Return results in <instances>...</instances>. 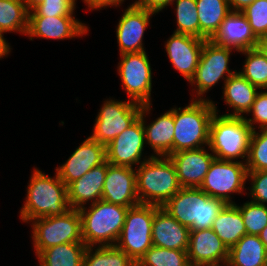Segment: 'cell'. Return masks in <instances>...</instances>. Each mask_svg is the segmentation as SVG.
Returning <instances> with one entry per match:
<instances>
[{"instance_id":"6da1fadb","label":"cell","mask_w":267,"mask_h":266,"mask_svg":"<svg viewBox=\"0 0 267 266\" xmlns=\"http://www.w3.org/2000/svg\"><path fill=\"white\" fill-rule=\"evenodd\" d=\"M26 191V201L19 212L23 222L30 223L40 217L58 216L70 209L67 186L57 173L50 177L34 168Z\"/></svg>"},{"instance_id":"7a4b0ae2","label":"cell","mask_w":267,"mask_h":266,"mask_svg":"<svg viewBox=\"0 0 267 266\" xmlns=\"http://www.w3.org/2000/svg\"><path fill=\"white\" fill-rule=\"evenodd\" d=\"M226 204L200 188L182 187L162 208L189 231H194L211 229Z\"/></svg>"},{"instance_id":"3957f363","label":"cell","mask_w":267,"mask_h":266,"mask_svg":"<svg viewBox=\"0 0 267 266\" xmlns=\"http://www.w3.org/2000/svg\"><path fill=\"white\" fill-rule=\"evenodd\" d=\"M135 170L140 204L163 207L182 188L169 156H152Z\"/></svg>"},{"instance_id":"277c9868","label":"cell","mask_w":267,"mask_h":266,"mask_svg":"<svg viewBox=\"0 0 267 266\" xmlns=\"http://www.w3.org/2000/svg\"><path fill=\"white\" fill-rule=\"evenodd\" d=\"M190 102L184 108H173L175 124L173 153L208 147L210 122L215 114L213 101L191 100Z\"/></svg>"},{"instance_id":"5b68a950","label":"cell","mask_w":267,"mask_h":266,"mask_svg":"<svg viewBox=\"0 0 267 266\" xmlns=\"http://www.w3.org/2000/svg\"><path fill=\"white\" fill-rule=\"evenodd\" d=\"M89 205L79 209L83 243L87 247L115 246L128 208L102 199Z\"/></svg>"},{"instance_id":"8992f818","label":"cell","mask_w":267,"mask_h":266,"mask_svg":"<svg viewBox=\"0 0 267 266\" xmlns=\"http://www.w3.org/2000/svg\"><path fill=\"white\" fill-rule=\"evenodd\" d=\"M213 104L215 114L210 122L208 149L216 159L242 158L246 163L252 128L244 117L218 115L217 105Z\"/></svg>"},{"instance_id":"52a82bcc","label":"cell","mask_w":267,"mask_h":266,"mask_svg":"<svg viewBox=\"0 0 267 266\" xmlns=\"http://www.w3.org/2000/svg\"><path fill=\"white\" fill-rule=\"evenodd\" d=\"M32 241L36 255L43 250L65 243H83L81 215L70 208L64 214L33 219Z\"/></svg>"},{"instance_id":"ba28073f","label":"cell","mask_w":267,"mask_h":266,"mask_svg":"<svg viewBox=\"0 0 267 266\" xmlns=\"http://www.w3.org/2000/svg\"><path fill=\"white\" fill-rule=\"evenodd\" d=\"M155 205L139 204L128 208L124 226L115 246L135 263L149 250L152 243V224Z\"/></svg>"},{"instance_id":"9c48e42d","label":"cell","mask_w":267,"mask_h":266,"mask_svg":"<svg viewBox=\"0 0 267 266\" xmlns=\"http://www.w3.org/2000/svg\"><path fill=\"white\" fill-rule=\"evenodd\" d=\"M232 50L206 39L195 75L189 82L192 87H195L192 90L196 91L198 98H192V100H209L205 99L204 93L211 90L220 79H223L225 83L231 75L237 72V70L231 71L228 66Z\"/></svg>"},{"instance_id":"30bf717a","label":"cell","mask_w":267,"mask_h":266,"mask_svg":"<svg viewBox=\"0 0 267 266\" xmlns=\"http://www.w3.org/2000/svg\"><path fill=\"white\" fill-rule=\"evenodd\" d=\"M247 180V167L242 160L229 161L214 159L200 189L209 196L234 203L231 194L242 193Z\"/></svg>"},{"instance_id":"8fae6325","label":"cell","mask_w":267,"mask_h":266,"mask_svg":"<svg viewBox=\"0 0 267 266\" xmlns=\"http://www.w3.org/2000/svg\"><path fill=\"white\" fill-rule=\"evenodd\" d=\"M141 109L142 105L129 99L128 101L107 99L97 114L90 137L107 146L139 118Z\"/></svg>"},{"instance_id":"7c38bea8","label":"cell","mask_w":267,"mask_h":266,"mask_svg":"<svg viewBox=\"0 0 267 266\" xmlns=\"http://www.w3.org/2000/svg\"><path fill=\"white\" fill-rule=\"evenodd\" d=\"M118 74L129 100L140 105L152 104V69L146 51L120 55Z\"/></svg>"},{"instance_id":"4fadbf2b","label":"cell","mask_w":267,"mask_h":266,"mask_svg":"<svg viewBox=\"0 0 267 266\" xmlns=\"http://www.w3.org/2000/svg\"><path fill=\"white\" fill-rule=\"evenodd\" d=\"M144 144H146L145 130L141 119L138 118L106 146V161L115 166L134 168V165L138 166L153 156L151 154L141 161Z\"/></svg>"},{"instance_id":"5bb4252c","label":"cell","mask_w":267,"mask_h":266,"mask_svg":"<svg viewBox=\"0 0 267 266\" xmlns=\"http://www.w3.org/2000/svg\"><path fill=\"white\" fill-rule=\"evenodd\" d=\"M105 161L106 146L94 141L89 136L74 150L63 165L56 167L55 172L60 180L68 186Z\"/></svg>"},{"instance_id":"9a60e30c","label":"cell","mask_w":267,"mask_h":266,"mask_svg":"<svg viewBox=\"0 0 267 266\" xmlns=\"http://www.w3.org/2000/svg\"><path fill=\"white\" fill-rule=\"evenodd\" d=\"M154 14L156 15L134 3L124 10L116 28L119 55L145 51L142 38Z\"/></svg>"},{"instance_id":"2e32d148","label":"cell","mask_w":267,"mask_h":266,"mask_svg":"<svg viewBox=\"0 0 267 266\" xmlns=\"http://www.w3.org/2000/svg\"><path fill=\"white\" fill-rule=\"evenodd\" d=\"M102 200L127 208L140 204L136 190V170L132 167L115 166L107 162Z\"/></svg>"},{"instance_id":"e0dca14e","label":"cell","mask_w":267,"mask_h":266,"mask_svg":"<svg viewBox=\"0 0 267 266\" xmlns=\"http://www.w3.org/2000/svg\"><path fill=\"white\" fill-rule=\"evenodd\" d=\"M205 41L206 39L173 32L165 42V51L173 68L189 82L195 75Z\"/></svg>"},{"instance_id":"ac0fdd59","label":"cell","mask_w":267,"mask_h":266,"mask_svg":"<svg viewBox=\"0 0 267 266\" xmlns=\"http://www.w3.org/2000/svg\"><path fill=\"white\" fill-rule=\"evenodd\" d=\"M89 27L74 16L28 17L26 36L36 38L65 40L81 37L88 33ZM34 37V38H33Z\"/></svg>"},{"instance_id":"d6986e66","label":"cell","mask_w":267,"mask_h":266,"mask_svg":"<svg viewBox=\"0 0 267 266\" xmlns=\"http://www.w3.org/2000/svg\"><path fill=\"white\" fill-rule=\"evenodd\" d=\"M169 158L175 165L180 186L199 188L215 156L202 147L172 153Z\"/></svg>"},{"instance_id":"ffe728a7","label":"cell","mask_w":267,"mask_h":266,"mask_svg":"<svg viewBox=\"0 0 267 266\" xmlns=\"http://www.w3.org/2000/svg\"><path fill=\"white\" fill-rule=\"evenodd\" d=\"M210 40L220 46L241 52L254 49L259 39L242 12L231 11Z\"/></svg>"},{"instance_id":"44dd1931","label":"cell","mask_w":267,"mask_h":266,"mask_svg":"<svg viewBox=\"0 0 267 266\" xmlns=\"http://www.w3.org/2000/svg\"><path fill=\"white\" fill-rule=\"evenodd\" d=\"M188 261L191 265L228 261L229 249L212 230H194L189 234Z\"/></svg>"},{"instance_id":"7402d4cb","label":"cell","mask_w":267,"mask_h":266,"mask_svg":"<svg viewBox=\"0 0 267 266\" xmlns=\"http://www.w3.org/2000/svg\"><path fill=\"white\" fill-rule=\"evenodd\" d=\"M189 228L180 224L162 207L155 205L152 224V243L155 246L187 251L189 247Z\"/></svg>"},{"instance_id":"603a6c76","label":"cell","mask_w":267,"mask_h":266,"mask_svg":"<svg viewBox=\"0 0 267 266\" xmlns=\"http://www.w3.org/2000/svg\"><path fill=\"white\" fill-rule=\"evenodd\" d=\"M152 104L142 105L139 115L144 130L146 143L151 147L153 156H169L173 153V137L175 124L173 118V108L160 115L149 125H146V114H150Z\"/></svg>"},{"instance_id":"cb8c5ba5","label":"cell","mask_w":267,"mask_h":266,"mask_svg":"<svg viewBox=\"0 0 267 266\" xmlns=\"http://www.w3.org/2000/svg\"><path fill=\"white\" fill-rule=\"evenodd\" d=\"M107 172V161L92 168L81 178L67 186V200L70 208L79 210L89 201L91 204L101 200Z\"/></svg>"},{"instance_id":"d4e9b609","label":"cell","mask_w":267,"mask_h":266,"mask_svg":"<svg viewBox=\"0 0 267 266\" xmlns=\"http://www.w3.org/2000/svg\"><path fill=\"white\" fill-rule=\"evenodd\" d=\"M223 96L226 105L233 108V113H224V116L243 117L251 109L258 94L259 88L252 85L239 72L231 75L223 86Z\"/></svg>"},{"instance_id":"484cf974","label":"cell","mask_w":267,"mask_h":266,"mask_svg":"<svg viewBox=\"0 0 267 266\" xmlns=\"http://www.w3.org/2000/svg\"><path fill=\"white\" fill-rule=\"evenodd\" d=\"M229 266H267V249L257 235L245 234L229 249Z\"/></svg>"},{"instance_id":"4316f807","label":"cell","mask_w":267,"mask_h":266,"mask_svg":"<svg viewBox=\"0 0 267 266\" xmlns=\"http://www.w3.org/2000/svg\"><path fill=\"white\" fill-rule=\"evenodd\" d=\"M211 229L228 249L233 247L246 234L242 214L234 203L225 205L215 218Z\"/></svg>"},{"instance_id":"83f0119b","label":"cell","mask_w":267,"mask_h":266,"mask_svg":"<svg viewBox=\"0 0 267 266\" xmlns=\"http://www.w3.org/2000/svg\"><path fill=\"white\" fill-rule=\"evenodd\" d=\"M200 39H210L231 12L228 0H196Z\"/></svg>"},{"instance_id":"f1b7e54d","label":"cell","mask_w":267,"mask_h":266,"mask_svg":"<svg viewBox=\"0 0 267 266\" xmlns=\"http://www.w3.org/2000/svg\"><path fill=\"white\" fill-rule=\"evenodd\" d=\"M87 246L84 243H65L43 250L38 262L43 266H83Z\"/></svg>"},{"instance_id":"f546056e","label":"cell","mask_w":267,"mask_h":266,"mask_svg":"<svg viewBox=\"0 0 267 266\" xmlns=\"http://www.w3.org/2000/svg\"><path fill=\"white\" fill-rule=\"evenodd\" d=\"M28 14L22 0H0V32H19L26 35Z\"/></svg>"},{"instance_id":"4dcf8cb0","label":"cell","mask_w":267,"mask_h":266,"mask_svg":"<svg viewBox=\"0 0 267 266\" xmlns=\"http://www.w3.org/2000/svg\"><path fill=\"white\" fill-rule=\"evenodd\" d=\"M83 266H136V263L116 246H92L85 250Z\"/></svg>"},{"instance_id":"1f68e13d","label":"cell","mask_w":267,"mask_h":266,"mask_svg":"<svg viewBox=\"0 0 267 266\" xmlns=\"http://www.w3.org/2000/svg\"><path fill=\"white\" fill-rule=\"evenodd\" d=\"M246 57L243 69L238 71L252 85L267 90V59L257 48L241 51Z\"/></svg>"},{"instance_id":"d6a6232c","label":"cell","mask_w":267,"mask_h":266,"mask_svg":"<svg viewBox=\"0 0 267 266\" xmlns=\"http://www.w3.org/2000/svg\"><path fill=\"white\" fill-rule=\"evenodd\" d=\"M187 251L151 246L136 266H187Z\"/></svg>"},{"instance_id":"836d02e7","label":"cell","mask_w":267,"mask_h":266,"mask_svg":"<svg viewBox=\"0 0 267 266\" xmlns=\"http://www.w3.org/2000/svg\"><path fill=\"white\" fill-rule=\"evenodd\" d=\"M171 4H176L177 29H175L174 33L200 38V24L196 0H175Z\"/></svg>"},{"instance_id":"e575fe53","label":"cell","mask_w":267,"mask_h":266,"mask_svg":"<svg viewBox=\"0 0 267 266\" xmlns=\"http://www.w3.org/2000/svg\"><path fill=\"white\" fill-rule=\"evenodd\" d=\"M245 164L247 171H267V128L252 131Z\"/></svg>"},{"instance_id":"d590c367","label":"cell","mask_w":267,"mask_h":266,"mask_svg":"<svg viewBox=\"0 0 267 266\" xmlns=\"http://www.w3.org/2000/svg\"><path fill=\"white\" fill-rule=\"evenodd\" d=\"M242 214V219L246 228V234L259 235L267 226V206L247 201L239 206L235 202Z\"/></svg>"},{"instance_id":"8d00e7d4","label":"cell","mask_w":267,"mask_h":266,"mask_svg":"<svg viewBox=\"0 0 267 266\" xmlns=\"http://www.w3.org/2000/svg\"><path fill=\"white\" fill-rule=\"evenodd\" d=\"M77 0H44L29 11L28 17L73 16Z\"/></svg>"},{"instance_id":"74e56055","label":"cell","mask_w":267,"mask_h":266,"mask_svg":"<svg viewBox=\"0 0 267 266\" xmlns=\"http://www.w3.org/2000/svg\"><path fill=\"white\" fill-rule=\"evenodd\" d=\"M241 12L258 39L267 36V0H256Z\"/></svg>"},{"instance_id":"f35d334b","label":"cell","mask_w":267,"mask_h":266,"mask_svg":"<svg viewBox=\"0 0 267 266\" xmlns=\"http://www.w3.org/2000/svg\"><path fill=\"white\" fill-rule=\"evenodd\" d=\"M252 113L253 118H247L243 116L248 125L254 131L256 127L254 124H259L258 129L267 128V91L263 89L258 92L255 101L253 102L251 109L247 115Z\"/></svg>"},{"instance_id":"ab89813d","label":"cell","mask_w":267,"mask_h":266,"mask_svg":"<svg viewBox=\"0 0 267 266\" xmlns=\"http://www.w3.org/2000/svg\"><path fill=\"white\" fill-rule=\"evenodd\" d=\"M248 179L251 180V201L267 206V171H247Z\"/></svg>"},{"instance_id":"60d3db41","label":"cell","mask_w":267,"mask_h":266,"mask_svg":"<svg viewBox=\"0 0 267 266\" xmlns=\"http://www.w3.org/2000/svg\"><path fill=\"white\" fill-rule=\"evenodd\" d=\"M173 1L175 0H135L133 3L140 8L159 13Z\"/></svg>"},{"instance_id":"b9f144b4","label":"cell","mask_w":267,"mask_h":266,"mask_svg":"<svg viewBox=\"0 0 267 266\" xmlns=\"http://www.w3.org/2000/svg\"><path fill=\"white\" fill-rule=\"evenodd\" d=\"M84 3L88 6L89 10H99L107 7H118L124 0H83Z\"/></svg>"},{"instance_id":"7bdbcfd3","label":"cell","mask_w":267,"mask_h":266,"mask_svg":"<svg viewBox=\"0 0 267 266\" xmlns=\"http://www.w3.org/2000/svg\"><path fill=\"white\" fill-rule=\"evenodd\" d=\"M254 1L256 0H228V4L231 11L241 12Z\"/></svg>"},{"instance_id":"ee69618b","label":"cell","mask_w":267,"mask_h":266,"mask_svg":"<svg viewBox=\"0 0 267 266\" xmlns=\"http://www.w3.org/2000/svg\"><path fill=\"white\" fill-rule=\"evenodd\" d=\"M11 49L12 48L10 47V44L6 42L3 33L0 32V59L8 56L11 52Z\"/></svg>"},{"instance_id":"f6af8a7d","label":"cell","mask_w":267,"mask_h":266,"mask_svg":"<svg viewBox=\"0 0 267 266\" xmlns=\"http://www.w3.org/2000/svg\"><path fill=\"white\" fill-rule=\"evenodd\" d=\"M256 48L267 59V36L259 39Z\"/></svg>"},{"instance_id":"bcb514c9","label":"cell","mask_w":267,"mask_h":266,"mask_svg":"<svg viewBox=\"0 0 267 266\" xmlns=\"http://www.w3.org/2000/svg\"><path fill=\"white\" fill-rule=\"evenodd\" d=\"M25 4V7L28 11H31L38 4L42 3L44 0H22Z\"/></svg>"},{"instance_id":"7dc6e473","label":"cell","mask_w":267,"mask_h":266,"mask_svg":"<svg viewBox=\"0 0 267 266\" xmlns=\"http://www.w3.org/2000/svg\"><path fill=\"white\" fill-rule=\"evenodd\" d=\"M258 236L267 249V226L260 232Z\"/></svg>"},{"instance_id":"c3c4849f","label":"cell","mask_w":267,"mask_h":266,"mask_svg":"<svg viewBox=\"0 0 267 266\" xmlns=\"http://www.w3.org/2000/svg\"><path fill=\"white\" fill-rule=\"evenodd\" d=\"M198 266H229V263L228 261H225L221 263L204 264V265H198Z\"/></svg>"}]
</instances>
